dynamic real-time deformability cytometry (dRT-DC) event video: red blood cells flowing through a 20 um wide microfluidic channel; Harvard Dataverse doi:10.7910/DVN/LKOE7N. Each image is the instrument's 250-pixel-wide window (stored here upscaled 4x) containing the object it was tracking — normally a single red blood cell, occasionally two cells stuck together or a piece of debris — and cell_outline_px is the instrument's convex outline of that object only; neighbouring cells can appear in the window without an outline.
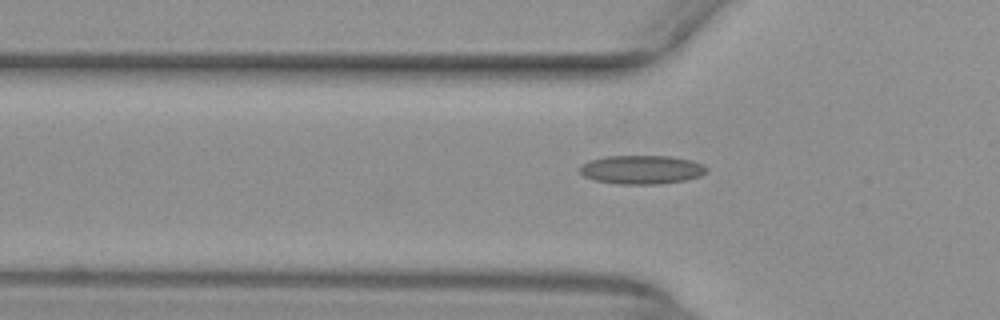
{"species": "common noctule bat (a hibernating species)", "species_latin": "Nyctalus noctula", "temperature_condition": "warm", "stored_images_in_passage": 31, "camera_frame_rate_fps": 3000, "um_per_image_px": 0.085, "animal": {"sex": "female", "body_mass_g": 29.2, "forearm_length_mm": 56.3}, "frame": {"image": 1, "passage_image": 3, "time_ms": 0.667, "image_size_px": [1000, 320], "cell_outline_px": [[708, 172], [700, 176], [684, 180], [656, 184], [620, 184], [596, 180], [584, 176], [580, 172], [580, 164], [588, 160], [608, 156], [672, 156], [692, 160], [704, 164], [708, 168]], "centroid_in_image_um": [54.56, 14.41], "position_along_channel_um": 71.2, "area_um2": 21.33}}
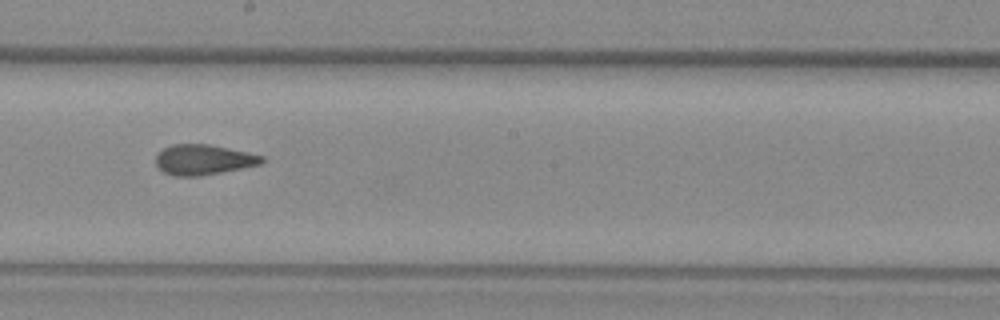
{"frame": {"image": 2, "passage_image": 15, "time_ms": 4.667, "image_size_px": [1000, 320], "cell_outline_px": [[264, 160], [260, 164], [200, 176], [176, 176], [164, 172], [156, 164], [156, 152], [172, 144], [208, 144], [264, 156]], "centroid_in_image_um": [17.24, 13.57], "position_along_channel_um": 231.0, "area_um2": 18.44}}
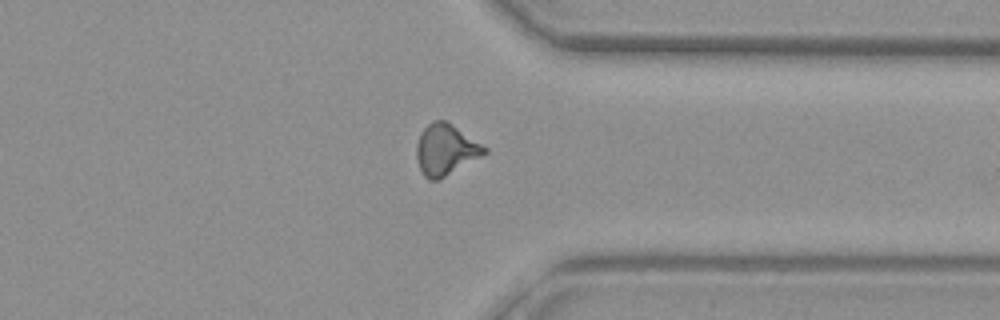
{"frame": {"image": 3, "passage_image": 26, "time_ms": 8.333, "image_size_px": [1000, 320], "cell_outline_px": [[488, 152], [444, 176], [436, 180], [428, 180], [424, 176], [420, 168], [416, 156], [416, 144], [420, 132], [432, 120], [444, 120], [488, 148]], "centroid_in_image_um": [37.84, 12.71], "position_along_channel_um": 373.6, "area_um2": 19.71}}